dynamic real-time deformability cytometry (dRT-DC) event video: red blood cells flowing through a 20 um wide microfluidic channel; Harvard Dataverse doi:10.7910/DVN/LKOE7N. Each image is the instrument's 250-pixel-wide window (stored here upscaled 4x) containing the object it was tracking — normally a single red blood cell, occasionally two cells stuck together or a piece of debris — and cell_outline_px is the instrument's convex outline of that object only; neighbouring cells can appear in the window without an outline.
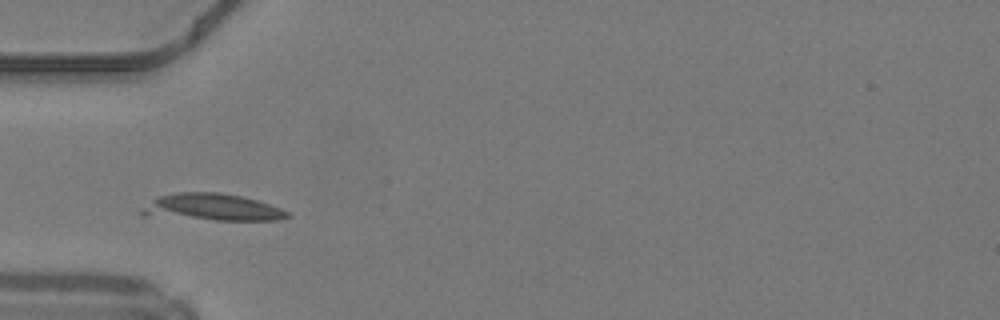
{"species": "common noctule bat (a hibernating species)", "species_latin": "Nyctalus noctula", "temperature_condition": "warm", "stored_images_in_passage": 14, "camera_frame_rate_fps": 3000, "um_per_image_px": 0.085, "animal": {"sex": "male", "body_mass_g": 19.2, "forearm_length_mm": 51.8}, "frame": {"image": 1, "passage_image": 3, "time_ms": 0.667, "image_size_px": [1000, 320], "cell_outline_px": [[292, 216], [276, 220], [216, 220], [144, 216], [136, 212], [140, 208], [152, 200], [160, 196], [180, 192], [220, 192], [240, 196], [256, 200], [280, 208], [288, 212]], "centroid_in_image_um": [17.95, 17.63], "position_along_channel_um": 67.0, "area_um2": 23.0}}
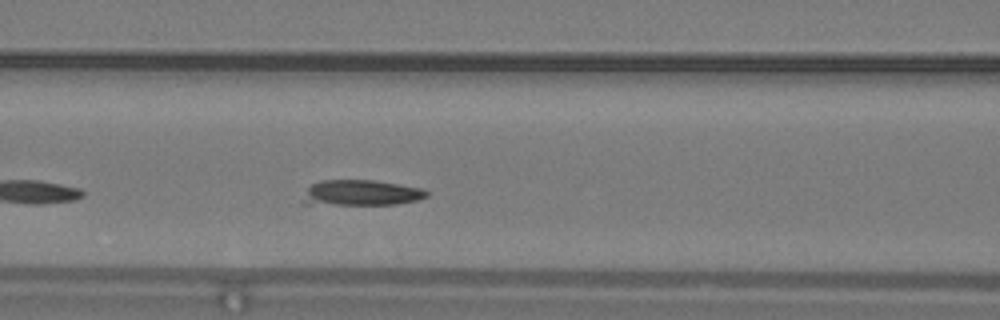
{"frame": {"image": 2, "passage_image": 8, "time_ms": 2.333, "image_size_px": [1000, 320], "cell_outline_px": [[428, 196], [416, 200], [396, 204], [300, 204], [308, 188], [312, 184], [320, 180], [376, 180], [400, 184], [420, 188], [428, 192]], "centroid_in_image_um": [30.67, 16.38], "position_along_channel_um": 135.9, "area_um2": 18.38}}